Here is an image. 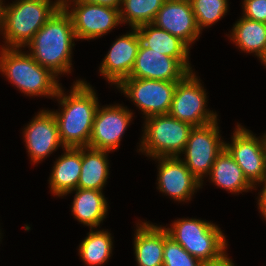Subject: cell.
Instances as JSON below:
<instances>
[{
  "label": "cell",
  "instance_id": "19",
  "mask_svg": "<svg viewBox=\"0 0 266 266\" xmlns=\"http://www.w3.org/2000/svg\"><path fill=\"white\" fill-rule=\"evenodd\" d=\"M135 233L134 254L138 266H163L164 227L138 222Z\"/></svg>",
  "mask_w": 266,
  "mask_h": 266
},
{
  "label": "cell",
  "instance_id": "7",
  "mask_svg": "<svg viewBox=\"0 0 266 266\" xmlns=\"http://www.w3.org/2000/svg\"><path fill=\"white\" fill-rule=\"evenodd\" d=\"M206 91L194 72H188L178 81L169 114L193 127H200L217 120V114L206 106Z\"/></svg>",
  "mask_w": 266,
  "mask_h": 266
},
{
  "label": "cell",
  "instance_id": "27",
  "mask_svg": "<svg viewBox=\"0 0 266 266\" xmlns=\"http://www.w3.org/2000/svg\"><path fill=\"white\" fill-rule=\"evenodd\" d=\"M196 23L201 31L204 27L218 22L228 11L227 0H189Z\"/></svg>",
  "mask_w": 266,
  "mask_h": 266
},
{
  "label": "cell",
  "instance_id": "21",
  "mask_svg": "<svg viewBox=\"0 0 266 266\" xmlns=\"http://www.w3.org/2000/svg\"><path fill=\"white\" fill-rule=\"evenodd\" d=\"M107 152L90 147H81V173L77 188L103 190L109 175Z\"/></svg>",
  "mask_w": 266,
  "mask_h": 266
},
{
  "label": "cell",
  "instance_id": "2",
  "mask_svg": "<svg viewBox=\"0 0 266 266\" xmlns=\"http://www.w3.org/2000/svg\"><path fill=\"white\" fill-rule=\"evenodd\" d=\"M74 39L76 36L71 18L61 6L26 46L37 63L58 76L71 73Z\"/></svg>",
  "mask_w": 266,
  "mask_h": 266
},
{
  "label": "cell",
  "instance_id": "12",
  "mask_svg": "<svg viewBox=\"0 0 266 266\" xmlns=\"http://www.w3.org/2000/svg\"><path fill=\"white\" fill-rule=\"evenodd\" d=\"M133 113L121 105L98 106L87 147L110 153L118 149L122 135L132 119Z\"/></svg>",
  "mask_w": 266,
  "mask_h": 266
},
{
  "label": "cell",
  "instance_id": "1",
  "mask_svg": "<svg viewBox=\"0 0 266 266\" xmlns=\"http://www.w3.org/2000/svg\"><path fill=\"white\" fill-rule=\"evenodd\" d=\"M70 94H64L61 85L55 98L62 106L61 112L52 111L58 124L64 147H87L94 117L99 106L96 92L86 81L77 80Z\"/></svg>",
  "mask_w": 266,
  "mask_h": 266
},
{
  "label": "cell",
  "instance_id": "11",
  "mask_svg": "<svg viewBox=\"0 0 266 266\" xmlns=\"http://www.w3.org/2000/svg\"><path fill=\"white\" fill-rule=\"evenodd\" d=\"M225 149L254 188L257 183L266 181V151L263 138L255 137L249 130L237 124L232 143L225 142Z\"/></svg>",
  "mask_w": 266,
  "mask_h": 266
},
{
  "label": "cell",
  "instance_id": "14",
  "mask_svg": "<svg viewBox=\"0 0 266 266\" xmlns=\"http://www.w3.org/2000/svg\"><path fill=\"white\" fill-rule=\"evenodd\" d=\"M159 161L158 189L175 201L190 200L202 183L179 157H156Z\"/></svg>",
  "mask_w": 266,
  "mask_h": 266
},
{
  "label": "cell",
  "instance_id": "9",
  "mask_svg": "<svg viewBox=\"0 0 266 266\" xmlns=\"http://www.w3.org/2000/svg\"><path fill=\"white\" fill-rule=\"evenodd\" d=\"M178 81L125 78L117 87L130 98L148 118L169 114Z\"/></svg>",
  "mask_w": 266,
  "mask_h": 266
},
{
  "label": "cell",
  "instance_id": "16",
  "mask_svg": "<svg viewBox=\"0 0 266 266\" xmlns=\"http://www.w3.org/2000/svg\"><path fill=\"white\" fill-rule=\"evenodd\" d=\"M188 72L176 58L161 54L141 43L131 74L127 78L180 81Z\"/></svg>",
  "mask_w": 266,
  "mask_h": 266
},
{
  "label": "cell",
  "instance_id": "4",
  "mask_svg": "<svg viewBox=\"0 0 266 266\" xmlns=\"http://www.w3.org/2000/svg\"><path fill=\"white\" fill-rule=\"evenodd\" d=\"M62 6V0H16L5 6L2 31L5 48H21ZM8 46V47H7Z\"/></svg>",
  "mask_w": 266,
  "mask_h": 266
},
{
  "label": "cell",
  "instance_id": "23",
  "mask_svg": "<svg viewBox=\"0 0 266 266\" xmlns=\"http://www.w3.org/2000/svg\"><path fill=\"white\" fill-rule=\"evenodd\" d=\"M209 177L215 185L232 193L244 192L254 188L225 148L215 159Z\"/></svg>",
  "mask_w": 266,
  "mask_h": 266
},
{
  "label": "cell",
  "instance_id": "30",
  "mask_svg": "<svg viewBox=\"0 0 266 266\" xmlns=\"http://www.w3.org/2000/svg\"><path fill=\"white\" fill-rule=\"evenodd\" d=\"M82 3L98 4L103 6H109L116 9H120L122 0H78Z\"/></svg>",
  "mask_w": 266,
  "mask_h": 266
},
{
  "label": "cell",
  "instance_id": "28",
  "mask_svg": "<svg viewBox=\"0 0 266 266\" xmlns=\"http://www.w3.org/2000/svg\"><path fill=\"white\" fill-rule=\"evenodd\" d=\"M198 259L177 243L164 228L163 266H202Z\"/></svg>",
  "mask_w": 266,
  "mask_h": 266
},
{
  "label": "cell",
  "instance_id": "20",
  "mask_svg": "<svg viewBox=\"0 0 266 266\" xmlns=\"http://www.w3.org/2000/svg\"><path fill=\"white\" fill-rule=\"evenodd\" d=\"M55 162L50 176V189L56 196H64L77 189L81 173V147H65Z\"/></svg>",
  "mask_w": 266,
  "mask_h": 266
},
{
  "label": "cell",
  "instance_id": "35",
  "mask_svg": "<svg viewBox=\"0 0 266 266\" xmlns=\"http://www.w3.org/2000/svg\"><path fill=\"white\" fill-rule=\"evenodd\" d=\"M261 62L264 63L266 66V56L264 57V59Z\"/></svg>",
  "mask_w": 266,
  "mask_h": 266
},
{
  "label": "cell",
  "instance_id": "3",
  "mask_svg": "<svg viewBox=\"0 0 266 266\" xmlns=\"http://www.w3.org/2000/svg\"><path fill=\"white\" fill-rule=\"evenodd\" d=\"M27 96L56 97L60 84L57 76L49 69L42 67L21 48L1 47L0 72Z\"/></svg>",
  "mask_w": 266,
  "mask_h": 266
},
{
  "label": "cell",
  "instance_id": "18",
  "mask_svg": "<svg viewBox=\"0 0 266 266\" xmlns=\"http://www.w3.org/2000/svg\"><path fill=\"white\" fill-rule=\"evenodd\" d=\"M141 43L154 51L176 58L189 72L193 71L189 63V46L179 37L169 34L154 24L136 27Z\"/></svg>",
  "mask_w": 266,
  "mask_h": 266
},
{
  "label": "cell",
  "instance_id": "8",
  "mask_svg": "<svg viewBox=\"0 0 266 266\" xmlns=\"http://www.w3.org/2000/svg\"><path fill=\"white\" fill-rule=\"evenodd\" d=\"M217 120L200 127H193L184 151L182 161L190 172L202 183L204 175L211 172L217 156L225 148L220 140Z\"/></svg>",
  "mask_w": 266,
  "mask_h": 266
},
{
  "label": "cell",
  "instance_id": "13",
  "mask_svg": "<svg viewBox=\"0 0 266 266\" xmlns=\"http://www.w3.org/2000/svg\"><path fill=\"white\" fill-rule=\"evenodd\" d=\"M24 139L31 161L38 163L56 151L59 146L65 148L59 136L57 120L50 110H41L27 125Z\"/></svg>",
  "mask_w": 266,
  "mask_h": 266
},
{
  "label": "cell",
  "instance_id": "10",
  "mask_svg": "<svg viewBox=\"0 0 266 266\" xmlns=\"http://www.w3.org/2000/svg\"><path fill=\"white\" fill-rule=\"evenodd\" d=\"M69 1L74 5L68 4ZM62 7L71 18L76 40L101 37L122 24L119 9L113 7L82 3L78 0H62Z\"/></svg>",
  "mask_w": 266,
  "mask_h": 266
},
{
  "label": "cell",
  "instance_id": "32",
  "mask_svg": "<svg viewBox=\"0 0 266 266\" xmlns=\"http://www.w3.org/2000/svg\"><path fill=\"white\" fill-rule=\"evenodd\" d=\"M202 266H234V263L226 255L222 260L218 262L203 264Z\"/></svg>",
  "mask_w": 266,
  "mask_h": 266
},
{
  "label": "cell",
  "instance_id": "34",
  "mask_svg": "<svg viewBox=\"0 0 266 266\" xmlns=\"http://www.w3.org/2000/svg\"><path fill=\"white\" fill-rule=\"evenodd\" d=\"M263 142H264V146H265V151H266V134L265 135H263Z\"/></svg>",
  "mask_w": 266,
  "mask_h": 266
},
{
  "label": "cell",
  "instance_id": "29",
  "mask_svg": "<svg viewBox=\"0 0 266 266\" xmlns=\"http://www.w3.org/2000/svg\"><path fill=\"white\" fill-rule=\"evenodd\" d=\"M243 17L266 23V0H244Z\"/></svg>",
  "mask_w": 266,
  "mask_h": 266
},
{
  "label": "cell",
  "instance_id": "26",
  "mask_svg": "<svg viewBox=\"0 0 266 266\" xmlns=\"http://www.w3.org/2000/svg\"><path fill=\"white\" fill-rule=\"evenodd\" d=\"M164 2L165 0H122L119 9L121 22L129 23L132 29L153 23Z\"/></svg>",
  "mask_w": 266,
  "mask_h": 266
},
{
  "label": "cell",
  "instance_id": "24",
  "mask_svg": "<svg viewBox=\"0 0 266 266\" xmlns=\"http://www.w3.org/2000/svg\"><path fill=\"white\" fill-rule=\"evenodd\" d=\"M230 38L242 51L254 52L261 61L266 56V23L242 16L233 26Z\"/></svg>",
  "mask_w": 266,
  "mask_h": 266
},
{
  "label": "cell",
  "instance_id": "5",
  "mask_svg": "<svg viewBox=\"0 0 266 266\" xmlns=\"http://www.w3.org/2000/svg\"><path fill=\"white\" fill-rule=\"evenodd\" d=\"M166 228L169 236L203 264L214 263L226 256L227 241L221 229L199 219H177Z\"/></svg>",
  "mask_w": 266,
  "mask_h": 266
},
{
  "label": "cell",
  "instance_id": "22",
  "mask_svg": "<svg viewBox=\"0 0 266 266\" xmlns=\"http://www.w3.org/2000/svg\"><path fill=\"white\" fill-rule=\"evenodd\" d=\"M72 191H76L71 211L74 217L91 229L98 227L108 211L102 191L81 188Z\"/></svg>",
  "mask_w": 266,
  "mask_h": 266
},
{
  "label": "cell",
  "instance_id": "17",
  "mask_svg": "<svg viewBox=\"0 0 266 266\" xmlns=\"http://www.w3.org/2000/svg\"><path fill=\"white\" fill-rule=\"evenodd\" d=\"M141 40L136 28L112 44L100 66V74L117 86L130 76Z\"/></svg>",
  "mask_w": 266,
  "mask_h": 266
},
{
  "label": "cell",
  "instance_id": "33",
  "mask_svg": "<svg viewBox=\"0 0 266 266\" xmlns=\"http://www.w3.org/2000/svg\"><path fill=\"white\" fill-rule=\"evenodd\" d=\"M3 1L0 0V31L3 28V24H4V9H5V5L2 3Z\"/></svg>",
  "mask_w": 266,
  "mask_h": 266
},
{
  "label": "cell",
  "instance_id": "25",
  "mask_svg": "<svg viewBox=\"0 0 266 266\" xmlns=\"http://www.w3.org/2000/svg\"><path fill=\"white\" fill-rule=\"evenodd\" d=\"M79 245V255L89 266H101L112 254V237L108 231L92 229Z\"/></svg>",
  "mask_w": 266,
  "mask_h": 266
},
{
  "label": "cell",
  "instance_id": "6",
  "mask_svg": "<svg viewBox=\"0 0 266 266\" xmlns=\"http://www.w3.org/2000/svg\"><path fill=\"white\" fill-rule=\"evenodd\" d=\"M139 151L149 157H179L184 151L193 126L170 114L145 118Z\"/></svg>",
  "mask_w": 266,
  "mask_h": 266
},
{
  "label": "cell",
  "instance_id": "31",
  "mask_svg": "<svg viewBox=\"0 0 266 266\" xmlns=\"http://www.w3.org/2000/svg\"><path fill=\"white\" fill-rule=\"evenodd\" d=\"M263 184L264 187L260 192V196L258 198V208L266 220V181Z\"/></svg>",
  "mask_w": 266,
  "mask_h": 266
},
{
  "label": "cell",
  "instance_id": "15",
  "mask_svg": "<svg viewBox=\"0 0 266 266\" xmlns=\"http://www.w3.org/2000/svg\"><path fill=\"white\" fill-rule=\"evenodd\" d=\"M152 24L179 37L188 46L201 34L189 0H165Z\"/></svg>",
  "mask_w": 266,
  "mask_h": 266
}]
</instances>
